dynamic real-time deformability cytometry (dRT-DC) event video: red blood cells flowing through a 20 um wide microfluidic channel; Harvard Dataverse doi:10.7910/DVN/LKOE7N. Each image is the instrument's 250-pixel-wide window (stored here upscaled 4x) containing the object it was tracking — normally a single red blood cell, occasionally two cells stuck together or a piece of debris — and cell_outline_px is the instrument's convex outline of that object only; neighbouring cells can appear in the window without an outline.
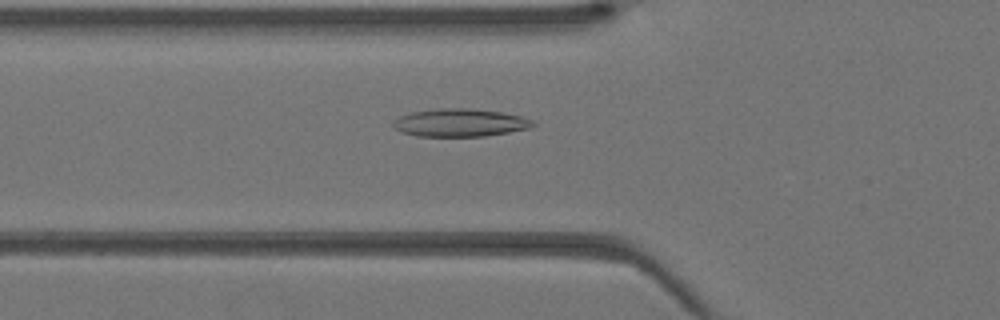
{"species": "Egyptian fruit bat (a non-hibernating species)", "species_latin": "Rousettus aegyptiacus", "temperature_condition": "warm", "stored_images_in_passage": 37, "camera_frame_rate_fps": 3000, "um_per_image_px": 0.085, "animal": {"sex": "female"}, "frame": {"image": 1, "passage_image": 10, "time_ms": 3.0, "image_size_px": [1000, 320], "cell_outline_px": [[536, 124], [532, 128], [484, 136], [416, 136], [404, 132], [396, 128], [392, 124], [392, 120], [400, 116], [412, 112], [440, 108], [468, 108], [504, 112], [520, 116], [532, 120]], "centroid_in_image_um": [39.13, 10.42], "position_along_channel_um": 86.7, "area_um2": 22.66}}
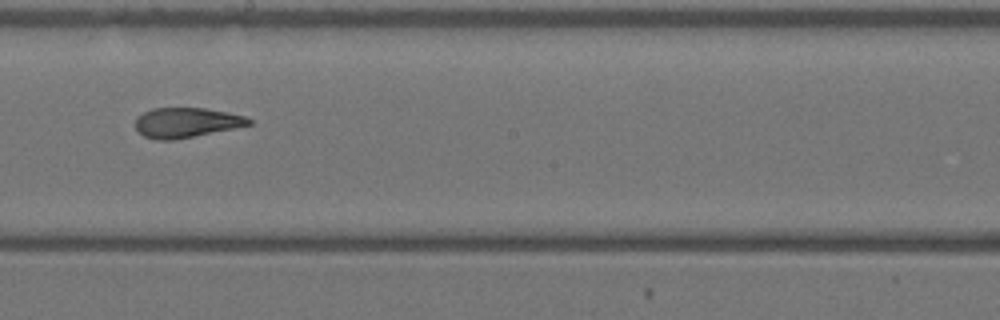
{"frame": {"image": 2, "passage_image": 19, "time_ms": 6.0, "image_size_px": [1000, 320], "cell_outline_px": [[252, 124], [172, 140], [156, 140], [144, 136], [136, 132], [136, 116], [152, 108], [204, 108], [228, 112], [244, 116], [252, 120]], "centroid_in_image_um": [15.78, 10.41], "position_along_channel_um": 232.4, "area_um2": 19.59}}
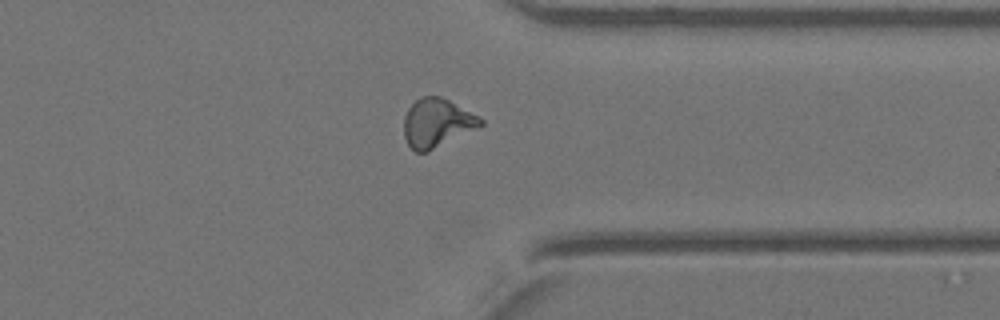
{"frame": {"image": 3, "passage_image": 28, "time_ms": 9.0, "image_size_px": [1000, 320], "cell_outline_px": [[484, 124], [428, 152], [416, 152], [408, 144], [404, 136], [404, 116], [408, 108], [420, 96], [440, 96], [480, 116], [484, 120]], "centroid_in_image_um": [37.13, 10.44], "position_along_channel_um": 374.3, "area_um2": 21.62}}